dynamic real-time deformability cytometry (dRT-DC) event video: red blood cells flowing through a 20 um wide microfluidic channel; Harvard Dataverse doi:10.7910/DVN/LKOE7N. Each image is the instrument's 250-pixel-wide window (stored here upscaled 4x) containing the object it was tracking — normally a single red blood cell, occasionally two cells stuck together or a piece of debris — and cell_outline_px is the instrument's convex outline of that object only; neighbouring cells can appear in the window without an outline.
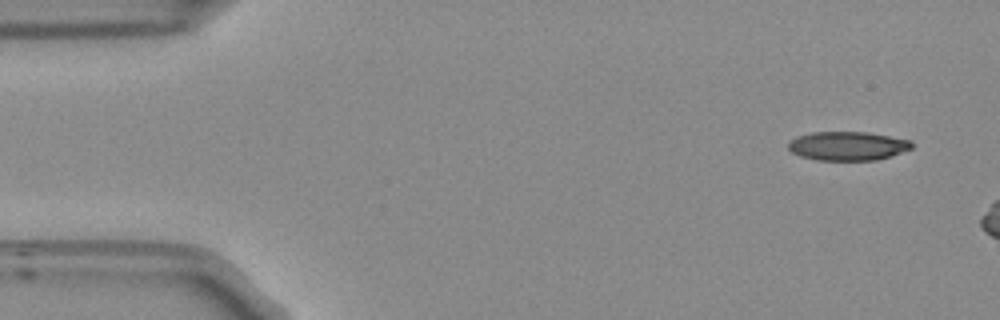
{"species": "Egyptian fruit bat (a non-hibernating species)", "species_latin": "Rousettus aegyptiacus", "temperature_condition": "room temperature", "stored_images_in_passage": 7, "camera_frame_rate_fps": 3000, "um_per_image_px": 0.085, "frame": {"image": 1, "passage_image": 1, "time_ms": 0.0, "image_size_px": [1000, 320], "cell_outline_px": [[912, 148], [892, 156], [876, 160], [816, 160], [800, 156], [792, 152], [788, 148], [788, 144], [796, 136], [812, 132], [868, 132], [912, 140]], "centroid_in_image_um": [72.06, 12.4], "position_along_channel_um": 12.9, "area_um2": 20.87}}